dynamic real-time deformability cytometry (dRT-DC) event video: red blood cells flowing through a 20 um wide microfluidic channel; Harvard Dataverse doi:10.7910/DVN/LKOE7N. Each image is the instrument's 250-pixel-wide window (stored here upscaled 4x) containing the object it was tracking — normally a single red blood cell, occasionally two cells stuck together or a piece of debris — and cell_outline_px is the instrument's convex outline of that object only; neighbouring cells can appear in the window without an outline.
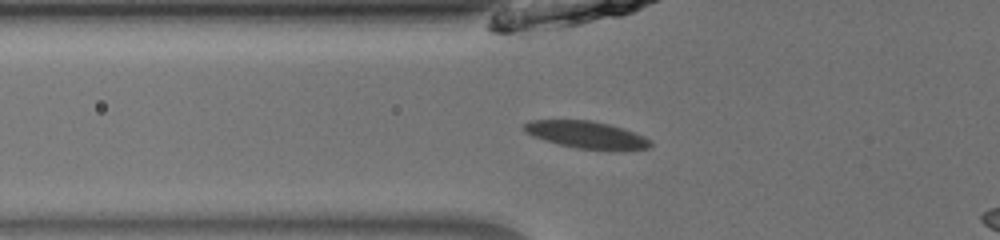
{"species": "common noctule bat (a hibernating species)", "species_latin": "Nyctalus noctula", "temperature_condition": "room temperature", "stored_images_in_passage": 35, "camera_frame_rate_fps": 3000, "um_per_image_px": 0.085, "animal": {"sex": "male", "body_mass_g": 13.0, "forearm_length_mm": 53.1}, "frame": {"image": 1, "passage_image": 7, "time_ms": 2.0, "image_size_px": [1000, 240], "cell_outline_px": [[652, 144], [648, 148], [624, 152], [576, 148], [544, 140], [532, 136], [524, 132], [524, 124], [532, 120], [592, 120], [624, 128], [644, 136], [652, 140]], "centroid_in_image_um": [49.93, 11.48], "position_along_channel_um": 75.9, "area_um2": 20.46}}
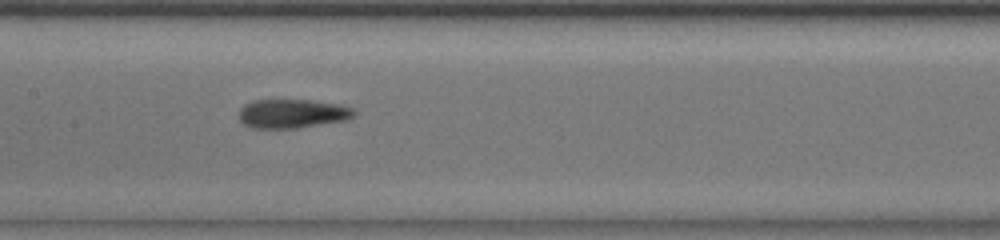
{"frame": {"image": 2, "passage_image": 15, "time_ms": 4.667, "image_size_px": [1000, 240], "cell_outline_px": [[356, 112], [352, 116], [344, 120], [296, 128], [248, 128], [240, 120], [240, 108], [244, 104], [252, 100], [308, 100], [340, 104], [352, 108]], "centroid_in_image_um": [24.8, 9.65], "position_along_channel_um": 182.6, "area_um2": 19.31}}
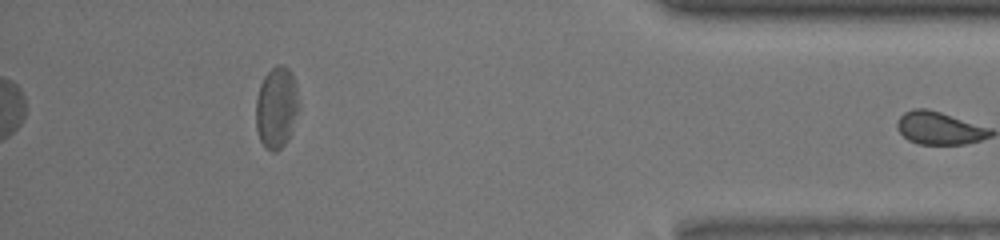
{"frame": {"image": 3, "passage_image": 35, "time_ms": 11.333, "image_size_px": [1000, 240], "cell_outline_px": [[300, 104], [292, 132], [288, 140], [276, 152], [272, 152], [260, 140], [256, 128], [256, 100], [260, 84], [264, 76], [276, 64], [284, 64], [288, 68], [296, 84]], "centroid_in_image_um": [23.52, 9.13], "position_along_channel_um": 411.7, "area_um2": 20.58}, "authors_computed_cell_mechanics": {"area_um2": 20.0566, "velocity_mm_per_s": 3.9663, "shape_relaxation_time_tau1_ms": 8.1579, "shape_relaxation_time_tau2_ms": 1.8149, "deformation_change_tau1": 0.1646, "deformation_change_tau2": 0.0842}}